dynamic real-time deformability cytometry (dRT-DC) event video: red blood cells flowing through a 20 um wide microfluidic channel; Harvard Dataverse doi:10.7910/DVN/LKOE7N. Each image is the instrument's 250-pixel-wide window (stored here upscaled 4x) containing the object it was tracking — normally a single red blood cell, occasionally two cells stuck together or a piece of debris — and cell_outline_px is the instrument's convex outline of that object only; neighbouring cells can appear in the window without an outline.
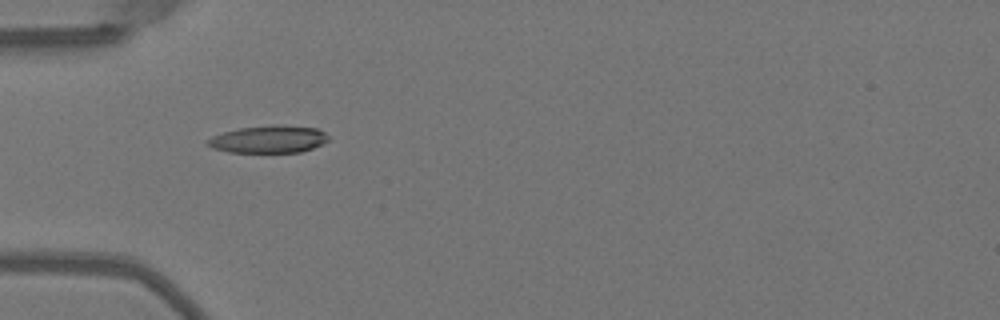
{"species": "Egyptian fruit bat (a non-hibernating species)", "species_latin": "Rousettus aegyptiacus", "temperature_condition": "warm", "stored_images_in_passage": 48, "camera_frame_rate_fps": 3000, "um_per_image_px": 0.085, "animal": {"sex": "female"}, "frame": {"image": 1, "passage_image": 14, "time_ms": 4.333, "image_size_px": [1000, 320], "cell_outline_px": [[328, 140], [312, 148], [300, 152], [228, 152], [212, 148], [204, 144], [212, 136], [224, 132], [240, 128], [272, 124], [280, 124], [316, 128], [324, 132], [328, 136]], "centroid_in_image_um": [22.8, 11.83], "position_along_channel_um": 62.2, "area_um2": 19.31}}
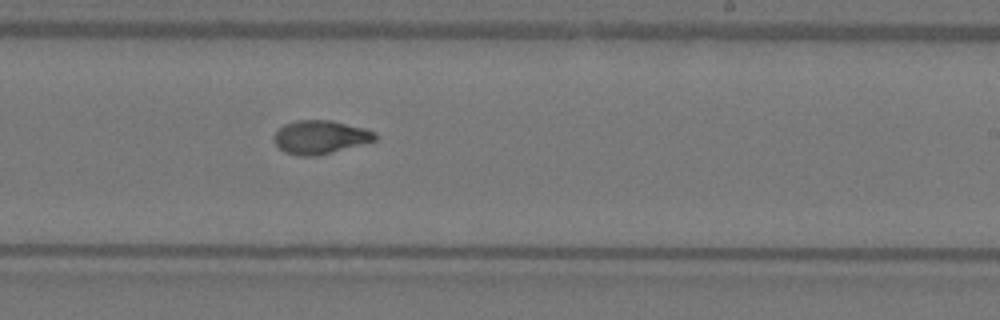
{"frame": {"image": 2, "passage_image": 29, "time_ms": 9.333, "image_size_px": [1000, 320], "cell_outline_px": [[376, 140], [316, 156], [300, 156], [284, 152], [272, 140], [272, 136], [284, 124], [296, 120], [332, 120], [364, 128], [376, 132]], "centroid_in_image_um": [27.18, 11.65], "position_along_channel_um": 261.8, "area_um2": 19.65}}
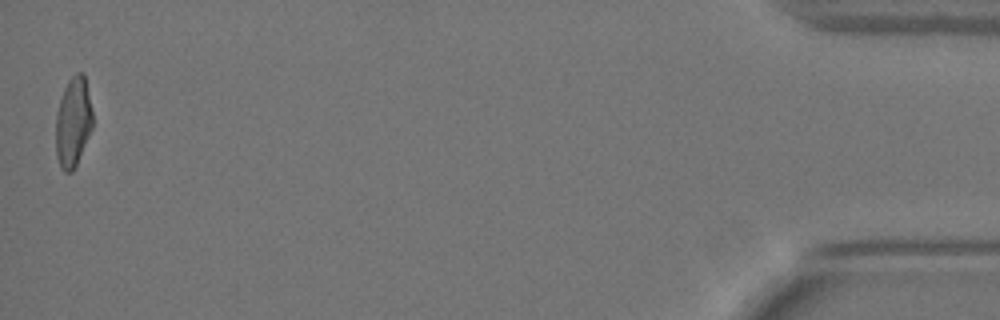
{"frame": {"image": 3, "passage_image": 48, "time_ms": 15.667, "image_size_px": [1000, 320], "cell_outline_px": [[92, 128], [76, 164], [72, 172], [64, 172], [60, 168], [56, 156], [56, 112], [64, 88], [68, 80], [76, 72], [84, 72], [92, 112]], "centroid_in_image_um": [6.2, 10.37], "position_along_channel_um": 429.0, "area_um2": 19.19}, "authors_computed_cell_mechanics": {"area_um2": 19.3919, "velocity_mm_per_s": 4.0397, "shape_relaxation_time_tau1_ms": 6.3694, "shape_relaxation_time_tau2_ms": 1.373, "deformation_change_tau1": 0.2159, "deformation_change_tau2": 0.0649}}